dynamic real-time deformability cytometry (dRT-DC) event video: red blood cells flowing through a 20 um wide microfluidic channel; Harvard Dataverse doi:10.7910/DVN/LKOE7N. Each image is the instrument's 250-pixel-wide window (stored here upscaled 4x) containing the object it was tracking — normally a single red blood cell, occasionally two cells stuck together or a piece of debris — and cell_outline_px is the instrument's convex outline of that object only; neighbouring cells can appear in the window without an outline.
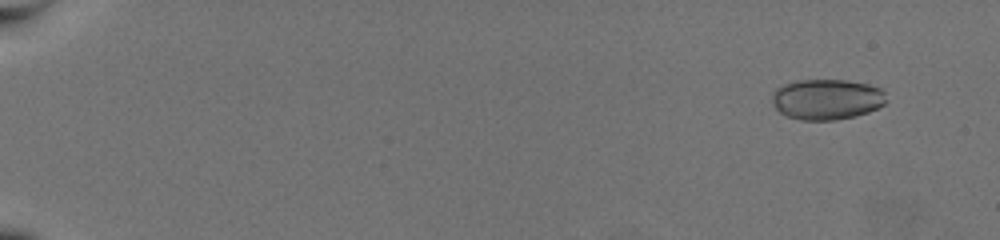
{"species": "common noctule bat (a hibernating species)", "species_latin": "Nyctalus noctula", "temperature_condition": "warm", "stored_images_in_passage": 55, "camera_frame_rate_fps": 3000, "um_per_image_px": 0.085, "animal": {"sex": "female", "body_mass_g": 19.5, "forearm_length_mm": 54.1}, "frame": {"image": 1, "passage_image": 1, "time_ms": 0.0, "image_size_px": [1000, 240], "cell_outline_px": [[884, 104], [868, 112], [856, 116], [836, 120], [800, 120], [784, 116], [772, 104], [772, 92], [776, 88], [784, 84], [796, 80], [844, 80], [868, 84], [880, 88], [884, 92]], "centroid_in_image_um": [70.22, 8.45], "position_along_channel_um": 14.8, "area_um2": 27.11}}
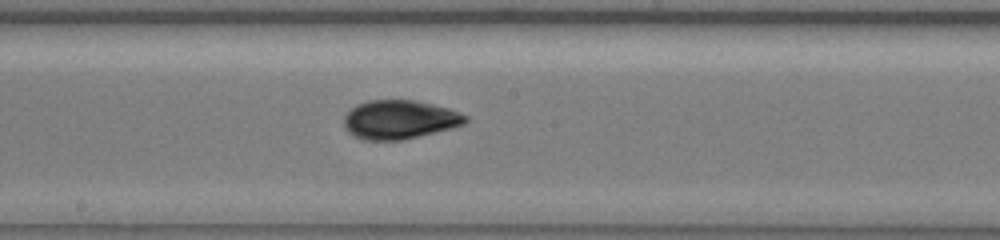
{"frame": {"image": 2, "passage_image": 32, "time_ms": 10.333, "image_size_px": [1000, 240], "cell_outline_px": [[468, 120], [464, 124], [452, 128], [404, 140], [364, 140], [348, 132], [344, 128], [344, 116], [356, 104], [368, 100], [412, 100], [432, 104], [448, 108], [468, 116]], "centroid_in_image_um": [33.95, 10.17], "position_along_channel_um": 214.2, "area_um2": 27.51}}
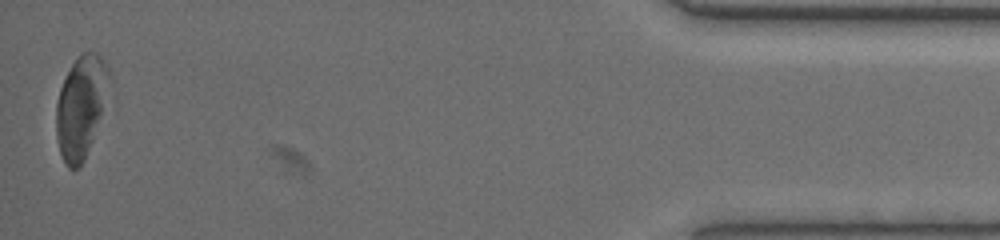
{"frame": {"image": 3, "passage_image": 55, "time_ms": 18.0, "image_size_px": [1000, 240], "cell_outline_px": [[108, 76], [100, 116], [92, 140], [84, 160], [80, 168], [68, 168], [60, 152], [56, 136], [56, 104], [60, 88], [72, 64], [80, 52], [96, 52], [104, 60], [108, 68]], "centroid_in_image_um": [6.83, 9.08], "position_along_channel_um": 428.4, "area_um2": 30.52}, "authors_computed_cell_mechanics": {"area_um2": 27.2238, "velocity_mm_per_s": 3.7358, "shape_relaxation_time_tau1_ms": 2.8952, "shape_relaxation_time_tau2_ms": 2.678, "deformation_change_tau1": 0.1193, "deformation_change_tau2": 0.0934}}